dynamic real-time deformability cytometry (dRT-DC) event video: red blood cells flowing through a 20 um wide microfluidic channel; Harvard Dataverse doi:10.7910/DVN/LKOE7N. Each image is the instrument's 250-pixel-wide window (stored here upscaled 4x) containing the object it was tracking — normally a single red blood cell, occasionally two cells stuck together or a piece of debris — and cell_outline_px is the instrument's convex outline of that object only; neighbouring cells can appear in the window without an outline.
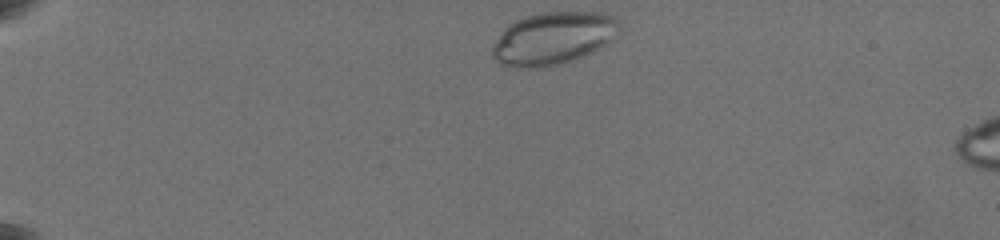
{"species": "common noctule bat (a hibernating species)", "species_latin": "Nyctalus noctula", "temperature_condition": "warm", "stored_images_in_passage": 38, "camera_frame_rate_fps": 3000, "um_per_image_px": 0.085, "animal": {"sex": "female", "body_mass_g": 19.5, "forearm_length_mm": 54.1}, "frame": {"image": 1, "passage_image": 1, "time_ms": 0.0, "image_size_px": [1000, 240], "cell_outline_px": [[620, 28], [604, 44], [580, 56], [556, 64], [540, 68], [520, 68], [500, 64], [492, 56], [492, 44], [500, 32], [508, 24], [516, 20], [528, 16], [544, 12], [600, 12], [616, 16], [620, 20]], "centroid_in_image_um": [46.96, 3.23], "position_along_channel_um": 38.0, "area_um2": 38.44}}
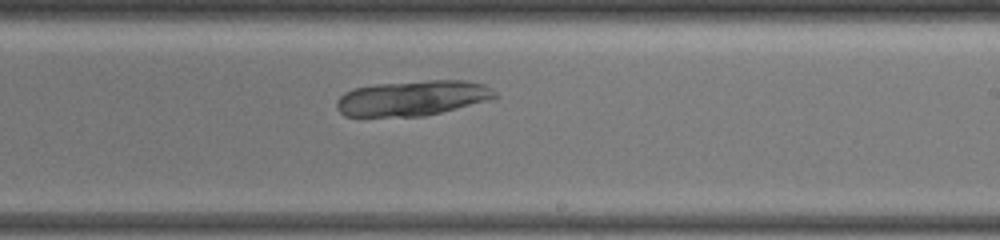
{"frame": {"image": 2, "passage_image": 20, "time_ms": 8.333, "image_size_px": [1000, 240], "cell_outline_px": [[500, 96], [488, 100], [424, 116], [344, 116], [336, 108], [336, 100], [344, 92], [352, 88], [376, 84], [428, 80], [468, 80], [484, 84], [492, 88]], "centroid_in_image_um": [35.05, 8.32], "position_along_channel_um": 254.0, "area_um2": 32.6}}
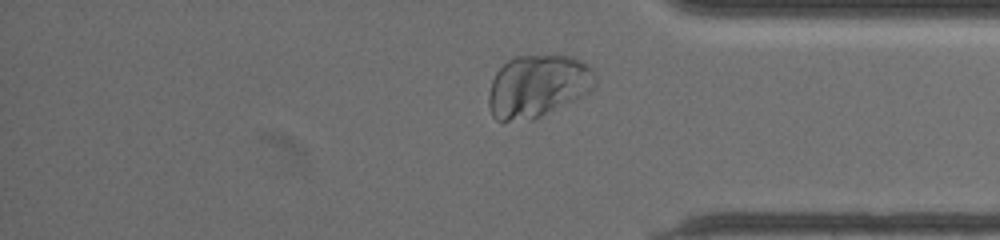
{"frame": {"image": 3, "passage_image": 31, "time_ms": 12.333, "image_size_px": [1000, 240], "cell_outline_px": [[596, 84], [588, 92], [532, 120], [496, 120], [492, 116], [488, 104], [488, 96], [492, 80], [496, 72], [508, 60], [516, 56], [572, 56], [588, 64], [596, 72]], "centroid_in_image_um": [45.7, 7.3], "position_along_channel_um": 389.5, "area_um2": 38.44}}